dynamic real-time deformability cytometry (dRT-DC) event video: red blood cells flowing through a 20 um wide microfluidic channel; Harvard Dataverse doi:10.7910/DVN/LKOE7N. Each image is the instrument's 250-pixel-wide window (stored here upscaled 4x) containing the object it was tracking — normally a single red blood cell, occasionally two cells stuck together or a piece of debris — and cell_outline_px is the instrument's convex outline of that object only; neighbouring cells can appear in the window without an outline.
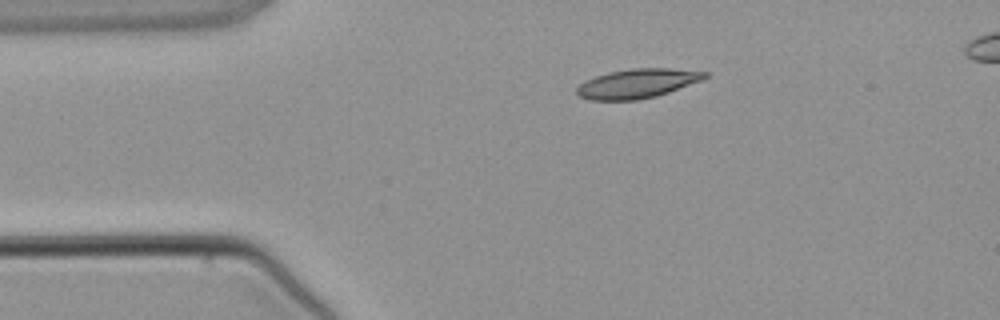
{"species": "common noctule bat (a hibernating species)", "species_latin": "Nyctalus noctula", "temperature_condition": "warm", "stored_images_in_passage": 3, "segment_of_instrument_passage": [1, 2], "camera_frame_rate_fps": 3000, "um_per_image_px": 0.085, "animal": {"sex": "male", "body_mass_g": 21.5, "forearm_length_mm": 52.0}, "frame": {"image": 1, "passage_image": 1, "time_ms": 0.0, "image_size_px": [1000, 320], "cell_outline_px": [[708, 76], [700, 80], [668, 92], [656, 96], [636, 100], [588, 100], [580, 96], [576, 92], [576, 88], [584, 80], [608, 72], [632, 68], [672, 68], [708, 72]], "centroid_in_image_um": [54.13, 7.09], "position_along_channel_um": 30.9, "area_um2": 21.73}}